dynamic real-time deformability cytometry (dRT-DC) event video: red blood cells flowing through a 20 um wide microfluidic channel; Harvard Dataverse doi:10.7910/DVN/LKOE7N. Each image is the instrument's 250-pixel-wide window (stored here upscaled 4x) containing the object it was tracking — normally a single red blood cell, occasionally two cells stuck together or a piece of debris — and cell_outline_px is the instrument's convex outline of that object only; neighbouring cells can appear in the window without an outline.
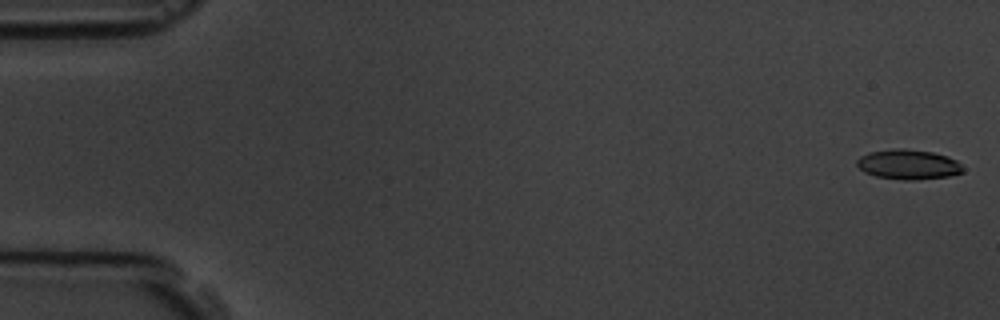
{"species": "common noctule bat (a hibernating species)", "species_latin": "Nyctalus noctula", "temperature_condition": "room temperature", "stored_images_in_passage": 11, "camera_frame_rate_fps": 3000, "um_per_image_px": 0.085, "animal": {"sex": "male", "body_mass_g": 19.5, "forearm_length_mm": 54.6}, "frame": {"image": 1, "passage_image": 1, "time_ms": 0.0, "image_size_px": [1000, 320], "cell_outline_px": [[964, 172], [948, 176], [916, 180], [904, 180], [876, 176], [864, 172], [856, 164], [856, 160], [860, 156], [868, 152], [892, 148], [904, 148], [932, 152], [948, 156], [956, 160], [964, 168]], "centroid_in_image_um": [77.2, 13.97], "position_along_channel_um": 7.8, "area_um2": 18.61}}
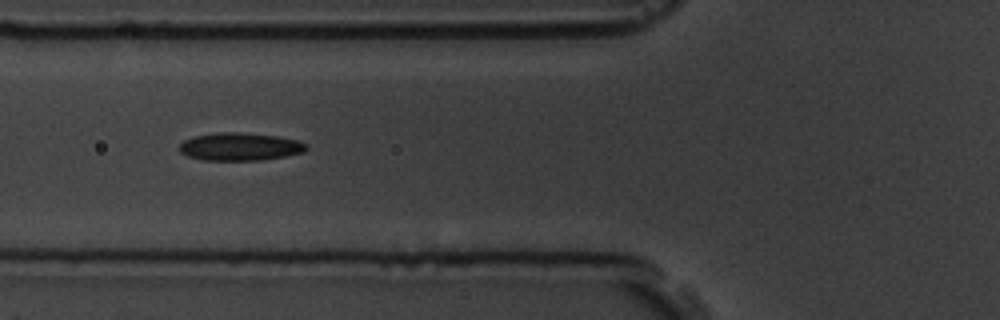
{"frame": {"image": 2, "passage_image": 6, "time_ms": 6.667, "image_size_px": [1000, 320], "cell_outline_px": [[308, 148], [304, 152], [284, 156], [260, 160], [204, 160], [188, 156], [180, 152], [180, 144], [184, 140], [192, 136], [220, 132], [240, 132], [276, 136], [296, 140], [308, 144]], "centroid_in_image_um": [20.39, 12.46], "position_along_channel_um": 105.4, "area_um2": 20.52}}
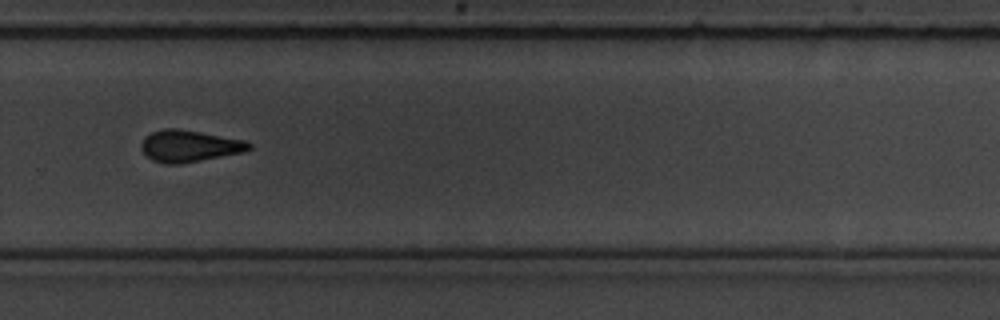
{"frame": {"image": 3, "passage_image": 11, "time_ms": 12.333, "image_size_px": [1000, 320], "cell_outline_px": [[252, 148], [244, 152], [180, 164], [164, 164], [152, 160], [140, 148], [140, 144], [144, 136], [152, 132], [164, 128], [176, 128], [200, 132], [244, 140], [252, 144]], "centroid_in_image_um": [16.07, 12.41], "position_along_channel_um": 313.7, "area_um2": 19.94}}